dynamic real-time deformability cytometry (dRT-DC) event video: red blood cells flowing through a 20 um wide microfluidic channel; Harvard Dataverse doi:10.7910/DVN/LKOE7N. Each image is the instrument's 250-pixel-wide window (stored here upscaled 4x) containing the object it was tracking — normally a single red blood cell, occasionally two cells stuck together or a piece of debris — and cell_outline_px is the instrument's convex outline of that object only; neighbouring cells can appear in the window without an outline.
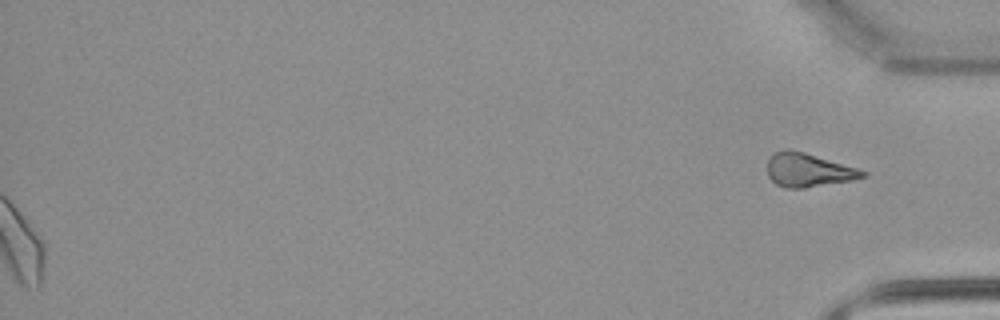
{"species": "common noctule bat (a hibernating species)", "species_latin": "Nyctalus noctula", "temperature_condition": "warm", "stored_images_in_passage": 38, "segment_of_instrument_passage": [2, 2], "camera_frame_rate_fps": 3000, "um_per_image_px": 0.085, "animal": {"sex": "male", "body_mass_g": 21.5, "forearm_length_mm": 52.0}, "frame": {"image": 1, "passage_image": 38, "time_ms": 12.333, "image_size_px": [1000, 320], "cell_outline_px": [[868, 176], [852, 180], [804, 188], [784, 188], [776, 184], [768, 176], [768, 160], [776, 152], [784, 148], [788, 148], [804, 152], [856, 168], [868, 172]], "centroid_in_image_um": [68.7, 14.46], "position_along_channel_um": 366.5, "area_um2": 18.55}}